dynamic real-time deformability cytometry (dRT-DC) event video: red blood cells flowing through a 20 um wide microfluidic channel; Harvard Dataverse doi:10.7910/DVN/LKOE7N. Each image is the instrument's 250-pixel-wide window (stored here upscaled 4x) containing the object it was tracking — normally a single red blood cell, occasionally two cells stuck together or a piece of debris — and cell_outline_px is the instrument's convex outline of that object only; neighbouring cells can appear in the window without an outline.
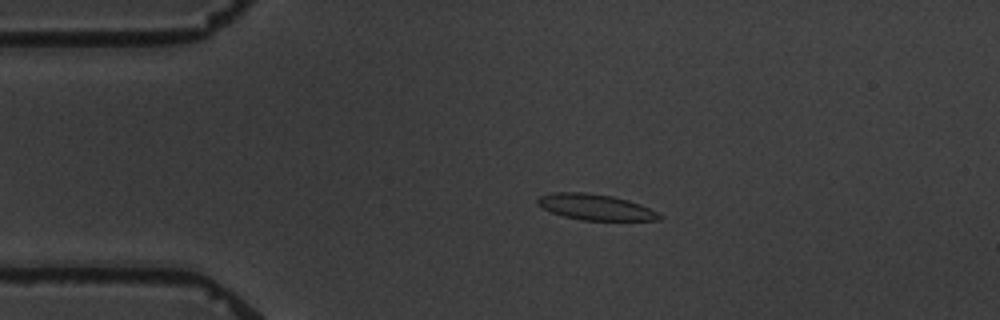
{"species": "common noctule bat (a hibernating species)", "species_latin": "Nyctalus noctula", "temperature_condition": "warm", "stored_images_in_passage": 5, "camera_frame_rate_fps": 3000, "um_per_image_px": 0.085, "animal": {"sex": "male", "body_mass_g": 19.5, "forearm_length_mm": 54.6}, "frame": {"image": 1, "passage_image": 3, "time_ms": 2.333, "image_size_px": [1000, 320], "cell_outline_px": [[664, 216], [660, 220], [580, 220], [564, 216], [552, 212], [536, 204], [536, 200], [540, 196], [556, 192], [584, 192], [612, 196], [628, 200], [640, 204]], "centroid_in_image_um": [50.61, 17.6], "position_along_channel_um": 34.4, "area_um2": 18.21}}
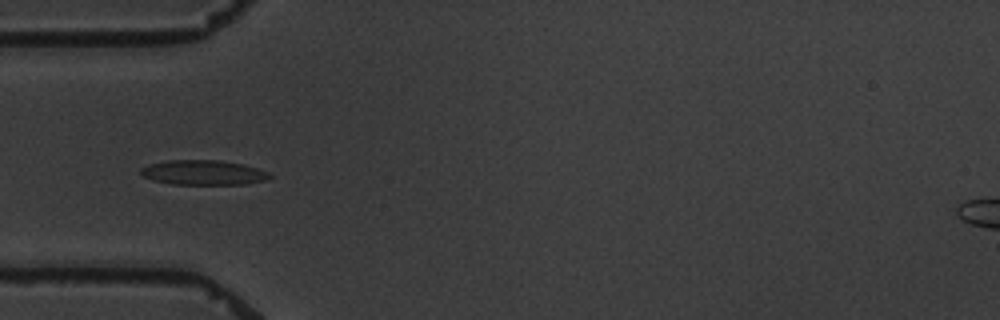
{"frame": {"image": 2, "passage_image": 5, "time_ms": 4.333, "image_size_px": [1000, 320], "cell_outline_px": [[272, 176], [264, 180], [244, 184], [172, 184], [152, 180], [144, 176], [140, 172], [140, 168], [148, 164], [168, 160], [220, 160], [244, 164], [268, 172]], "centroid_in_image_um": [17.25, 14.66], "position_along_channel_um": 67.7, "area_um2": 18.55}}